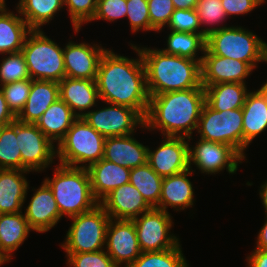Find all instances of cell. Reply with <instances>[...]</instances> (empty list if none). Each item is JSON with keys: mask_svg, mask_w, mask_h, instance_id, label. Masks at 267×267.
<instances>
[{"mask_svg": "<svg viewBox=\"0 0 267 267\" xmlns=\"http://www.w3.org/2000/svg\"><path fill=\"white\" fill-rule=\"evenodd\" d=\"M139 58L129 59L112 50L103 54L96 77L99 99L107 104L129 106L144 118L149 106L146 72L139 47L131 44Z\"/></svg>", "mask_w": 267, "mask_h": 267, "instance_id": "cell-1", "label": "cell"}, {"mask_svg": "<svg viewBox=\"0 0 267 267\" xmlns=\"http://www.w3.org/2000/svg\"><path fill=\"white\" fill-rule=\"evenodd\" d=\"M205 104V88H191L150 96L144 127L163 136L191 139Z\"/></svg>", "mask_w": 267, "mask_h": 267, "instance_id": "cell-2", "label": "cell"}, {"mask_svg": "<svg viewBox=\"0 0 267 267\" xmlns=\"http://www.w3.org/2000/svg\"><path fill=\"white\" fill-rule=\"evenodd\" d=\"M149 96L202 86V60L164 53L161 49L140 48Z\"/></svg>", "mask_w": 267, "mask_h": 267, "instance_id": "cell-3", "label": "cell"}, {"mask_svg": "<svg viewBox=\"0 0 267 267\" xmlns=\"http://www.w3.org/2000/svg\"><path fill=\"white\" fill-rule=\"evenodd\" d=\"M53 179L44 182L50 187L61 216L69 218L94 209L99 202L91 189L88 169L59 164Z\"/></svg>", "mask_w": 267, "mask_h": 267, "instance_id": "cell-4", "label": "cell"}, {"mask_svg": "<svg viewBox=\"0 0 267 267\" xmlns=\"http://www.w3.org/2000/svg\"><path fill=\"white\" fill-rule=\"evenodd\" d=\"M206 48L214 55L248 63L255 69L258 62H267V43L242 27L202 28Z\"/></svg>", "mask_w": 267, "mask_h": 267, "instance_id": "cell-5", "label": "cell"}, {"mask_svg": "<svg viewBox=\"0 0 267 267\" xmlns=\"http://www.w3.org/2000/svg\"><path fill=\"white\" fill-rule=\"evenodd\" d=\"M104 142V136L91 127L83 117H78L57 145L56 156L60 160L59 164L87 168L103 158ZM81 163L82 166L77 165ZM84 163L88 164L83 165Z\"/></svg>", "mask_w": 267, "mask_h": 267, "instance_id": "cell-6", "label": "cell"}, {"mask_svg": "<svg viewBox=\"0 0 267 267\" xmlns=\"http://www.w3.org/2000/svg\"><path fill=\"white\" fill-rule=\"evenodd\" d=\"M44 34L41 30H31L21 52L32 80L60 82L65 77L63 48Z\"/></svg>", "mask_w": 267, "mask_h": 267, "instance_id": "cell-7", "label": "cell"}, {"mask_svg": "<svg viewBox=\"0 0 267 267\" xmlns=\"http://www.w3.org/2000/svg\"><path fill=\"white\" fill-rule=\"evenodd\" d=\"M110 219L100 204L89 212L71 217L73 222L61 247L67 254L103 250Z\"/></svg>", "mask_w": 267, "mask_h": 267, "instance_id": "cell-8", "label": "cell"}, {"mask_svg": "<svg viewBox=\"0 0 267 267\" xmlns=\"http://www.w3.org/2000/svg\"><path fill=\"white\" fill-rule=\"evenodd\" d=\"M243 111H216L206 102L198 120L200 139L223 143L233 147L243 157Z\"/></svg>", "mask_w": 267, "mask_h": 267, "instance_id": "cell-9", "label": "cell"}, {"mask_svg": "<svg viewBox=\"0 0 267 267\" xmlns=\"http://www.w3.org/2000/svg\"><path fill=\"white\" fill-rule=\"evenodd\" d=\"M140 216L132 220L141 252L163 251L179 244L178 238L169 232L173 224L169 212L152 208Z\"/></svg>", "mask_w": 267, "mask_h": 267, "instance_id": "cell-10", "label": "cell"}, {"mask_svg": "<svg viewBox=\"0 0 267 267\" xmlns=\"http://www.w3.org/2000/svg\"><path fill=\"white\" fill-rule=\"evenodd\" d=\"M16 137L21 150L22 170L39 172L52 164L56 147L36 124L16 119Z\"/></svg>", "mask_w": 267, "mask_h": 267, "instance_id": "cell-11", "label": "cell"}, {"mask_svg": "<svg viewBox=\"0 0 267 267\" xmlns=\"http://www.w3.org/2000/svg\"><path fill=\"white\" fill-rule=\"evenodd\" d=\"M109 105L96 111H87L83 116L105 138L133 134L137 125L144 128L145 118L137 110L125 105Z\"/></svg>", "mask_w": 267, "mask_h": 267, "instance_id": "cell-12", "label": "cell"}, {"mask_svg": "<svg viewBox=\"0 0 267 267\" xmlns=\"http://www.w3.org/2000/svg\"><path fill=\"white\" fill-rule=\"evenodd\" d=\"M243 159L233 147L223 143L199 139L195 147H189V166L194 163L201 173L215 174L226 167L233 174Z\"/></svg>", "mask_w": 267, "mask_h": 267, "instance_id": "cell-13", "label": "cell"}, {"mask_svg": "<svg viewBox=\"0 0 267 267\" xmlns=\"http://www.w3.org/2000/svg\"><path fill=\"white\" fill-rule=\"evenodd\" d=\"M105 248L118 267L122 263H125L124 267H129L142 253L133 220L110 219Z\"/></svg>", "mask_w": 267, "mask_h": 267, "instance_id": "cell-14", "label": "cell"}, {"mask_svg": "<svg viewBox=\"0 0 267 267\" xmlns=\"http://www.w3.org/2000/svg\"><path fill=\"white\" fill-rule=\"evenodd\" d=\"M187 139V141H185ZM189 139L164 136L156 150L148 149L147 163L161 177L181 173L189 166Z\"/></svg>", "mask_w": 267, "mask_h": 267, "instance_id": "cell-15", "label": "cell"}, {"mask_svg": "<svg viewBox=\"0 0 267 267\" xmlns=\"http://www.w3.org/2000/svg\"><path fill=\"white\" fill-rule=\"evenodd\" d=\"M203 54L201 62L202 86L219 83H242L252 73L253 68L246 62L221 57L212 54L207 48Z\"/></svg>", "mask_w": 267, "mask_h": 267, "instance_id": "cell-16", "label": "cell"}, {"mask_svg": "<svg viewBox=\"0 0 267 267\" xmlns=\"http://www.w3.org/2000/svg\"><path fill=\"white\" fill-rule=\"evenodd\" d=\"M106 50L97 44L69 42L63 48L65 77L96 80L99 63Z\"/></svg>", "mask_w": 267, "mask_h": 267, "instance_id": "cell-17", "label": "cell"}, {"mask_svg": "<svg viewBox=\"0 0 267 267\" xmlns=\"http://www.w3.org/2000/svg\"><path fill=\"white\" fill-rule=\"evenodd\" d=\"M99 204L111 219L132 220L152 209L138 189L129 182L111 191Z\"/></svg>", "mask_w": 267, "mask_h": 267, "instance_id": "cell-18", "label": "cell"}, {"mask_svg": "<svg viewBox=\"0 0 267 267\" xmlns=\"http://www.w3.org/2000/svg\"><path fill=\"white\" fill-rule=\"evenodd\" d=\"M24 213L32 231L47 232L62 218L50 187L43 181Z\"/></svg>", "mask_w": 267, "mask_h": 267, "instance_id": "cell-19", "label": "cell"}, {"mask_svg": "<svg viewBox=\"0 0 267 267\" xmlns=\"http://www.w3.org/2000/svg\"><path fill=\"white\" fill-rule=\"evenodd\" d=\"M132 136L106 137L103 159L129 169L146 164L149 148Z\"/></svg>", "mask_w": 267, "mask_h": 267, "instance_id": "cell-20", "label": "cell"}, {"mask_svg": "<svg viewBox=\"0 0 267 267\" xmlns=\"http://www.w3.org/2000/svg\"><path fill=\"white\" fill-rule=\"evenodd\" d=\"M243 111V158L244 150L252 140L267 128V88L262 84L260 89L247 93Z\"/></svg>", "mask_w": 267, "mask_h": 267, "instance_id": "cell-21", "label": "cell"}, {"mask_svg": "<svg viewBox=\"0 0 267 267\" xmlns=\"http://www.w3.org/2000/svg\"><path fill=\"white\" fill-rule=\"evenodd\" d=\"M59 97L77 117L81 118L86 115V109L96 106V102H98L99 95L96 81L64 77L59 82Z\"/></svg>", "mask_w": 267, "mask_h": 267, "instance_id": "cell-22", "label": "cell"}, {"mask_svg": "<svg viewBox=\"0 0 267 267\" xmlns=\"http://www.w3.org/2000/svg\"><path fill=\"white\" fill-rule=\"evenodd\" d=\"M91 189L95 199L100 202L114 189L129 182L131 169L101 159L87 167Z\"/></svg>", "mask_w": 267, "mask_h": 267, "instance_id": "cell-23", "label": "cell"}, {"mask_svg": "<svg viewBox=\"0 0 267 267\" xmlns=\"http://www.w3.org/2000/svg\"><path fill=\"white\" fill-rule=\"evenodd\" d=\"M191 168L167 177H163L161 194L157 209L167 211L168 206L175 210H184L192 207L194 202V189L188 175H192Z\"/></svg>", "mask_w": 267, "mask_h": 267, "instance_id": "cell-24", "label": "cell"}, {"mask_svg": "<svg viewBox=\"0 0 267 267\" xmlns=\"http://www.w3.org/2000/svg\"><path fill=\"white\" fill-rule=\"evenodd\" d=\"M19 169H0V214L22 212L29 183ZM23 174V175H22Z\"/></svg>", "mask_w": 267, "mask_h": 267, "instance_id": "cell-25", "label": "cell"}, {"mask_svg": "<svg viewBox=\"0 0 267 267\" xmlns=\"http://www.w3.org/2000/svg\"><path fill=\"white\" fill-rule=\"evenodd\" d=\"M59 97V82L32 80V87L23 110L16 119L22 123L36 122Z\"/></svg>", "mask_w": 267, "mask_h": 267, "instance_id": "cell-26", "label": "cell"}, {"mask_svg": "<svg viewBox=\"0 0 267 267\" xmlns=\"http://www.w3.org/2000/svg\"><path fill=\"white\" fill-rule=\"evenodd\" d=\"M77 118L70 107L58 98L43 113L36 125L47 138L58 144Z\"/></svg>", "mask_w": 267, "mask_h": 267, "instance_id": "cell-27", "label": "cell"}, {"mask_svg": "<svg viewBox=\"0 0 267 267\" xmlns=\"http://www.w3.org/2000/svg\"><path fill=\"white\" fill-rule=\"evenodd\" d=\"M31 230L22 212L0 214V253L8 262Z\"/></svg>", "mask_w": 267, "mask_h": 267, "instance_id": "cell-28", "label": "cell"}, {"mask_svg": "<svg viewBox=\"0 0 267 267\" xmlns=\"http://www.w3.org/2000/svg\"><path fill=\"white\" fill-rule=\"evenodd\" d=\"M249 90L242 83H219L205 88V102L216 111L242 108Z\"/></svg>", "mask_w": 267, "mask_h": 267, "instance_id": "cell-29", "label": "cell"}, {"mask_svg": "<svg viewBox=\"0 0 267 267\" xmlns=\"http://www.w3.org/2000/svg\"><path fill=\"white\" fill-rule=\"evenodd\" d=\"M7 11L6 8L0 12V54L3 55L20 52L31 31L22 17Z\"/></svg>", "mask_w": 267, "mask_h": 267, "instance_id": "cell-30", "label": "cell"}, {"mask_svg": "<svg viewBox=\"0 0 267 267\" xmlns=\"http://www.w3.org/2000/svg\"><path fill=\"white\" fill-rule=\"evenodd\" d=\"M64 6V0H19L17 11L31 30H40Z\"/></svg>", "mask_w": 267, "mask_h": 267, "instance_id": "cell-31", "label": "cell"}, {"mask_svg": "<svg viewBox=\"0 0 267 267\" xmlns=\"http://www.w3.org/2000/svg\"><path fill=\"white\" fill-rule=\"evenodd\" d=\"M162 180L163 177L159 176L148 163L130 171L129 183L138 189L152 208H156L159 204Z\"/></svg>", "mask_w": 267, "mask_h": 267, "instance_id": "cell-32", "label": "cell"}, {"mask_svg": "<svg viewBox=\"0 0 267 267\" xmlns=\"http://www.w3.org/2000/svg\"><path fill=\"white\" fill-rule=\"evenodd\" d=\"M206 49V36L204 34L185 33L171 31L167 38V48L162 49L164 53L190 58L193 60H202L203 55L196 57L200 50L204 53Z\"/></svg>", "mask_w": 267, "mask_h": 267, "instance_id": "cell-33", "label": "cell"}, {"mask_svg": "<svg viewBox=\"0 0 267 267\" xmlns=\"http://www.w3.org/2000/svg\"><path fill=\"white\" fill-rule=\"evenodd\" d=\"M21 150L16 137V120L0 129V169L22 170Z\"/></svg>", "mask_w": 267, "mask_h": 267, "instance_id": "cell-34", "label": "cell"}, {"mask_svg": "<svg viewBox=\"0 0 267 267\" xmlns=\"http://www.w3.org/2000/svg\"><path fill=\"white\" fill-rule=\"evenodd\" d=\"M181 245L163 251L142 252L129 267H189Z\"/></svg>", "mask_w": 267, "mask_h": 267, "instance_id": "cell-35", "label": "cell"}, {"mask_svg": "<svg viewBox=\"0 0 267 267\" xmlns=\"http://www.w3.org/2000/svg\"><path fill=\"white\" fill-rule=\"evenodd\" d=\"M0 64V85L31 79L24 54L20 51L9 53Z\"/></svg>", "mask_w": 267, "mask_h": 267, "instance_id": "cell-36", "label": "cell"}, {"mask_svg": "<svg viewBox=\"0 0 267 267\" xmlns=\"http://www.w3.org/2000/svg\"><path fill=\"white\" fill-rule=\"evenodd\" d=\"M0 86L8 104V107L17 117L19 113L23 110L25 103L28 99L32 87V79L16 81Z\"/></svg>", "mask_w": 267, "mask_h": 267, "instance_id": "cell-37", "label": "cell"}, {"mask_svg": "<svg viewBox=\"0 0 267 267\" xmlns=\"http://www.w3.org/2000/svg\"><path fill=\"white\" fill-rule=\"evenodd\" d=\"M98 0H64L68 7L75 32L81 29L83 23H88L95 15Z\"/></svg>", "mask_w": 267, "mask_h": 267, "instance_id": "cell-38", "label": "cell"}, {"mask_svg": "<svg viewBox=\"0 0 267 267\" xmlns=\"http://www.w3.org/2000/svg\"><path fill=\"white\" fill-rule=\"evenodd\" d=\"M69 267H118L103 249L95 252L67 254Z\"/></svg>", "mask_w": 267, "mask_h": 267, "instance_id": "cell-39", "label": "cell"}, {"mask_svg": "<svg viewBox=\"0 0 267 267\" xmlns=\"http://www.w3.org/2000/svg\"><path fill=\"white\" fill-rule=\"evenodd\" d=\"M167 27L171 31L203 34L198 31L201 24L195 9H175Z\"/></svg>", "mask_w": 267, "mask_h": 267, "instance_id": "cell-40", "label": "cell"}, {"mask_svg": "<svg viewBox=\"0 0 267 267\" xmlns=\"http://www.w3.org/2000/svg\"><path fill=\"white\" fill-rule=\"evenodd\" d=\"M131 30L136 32L155 31L150 25L149 7L147 0H127V15Z\"/></svg>", "mask_w": 267, "mask_h": 267, "instance_id": "cell-41", "label": "cell"}, {"mask_svg": "<svg viewBox=\"0 0 267 267\" xmlns=\"http://www.w3.org/2000/svg\"><path fill=\"white\" fill-rule=\"evenodd\" d=\"M195 11L200 24L217 25L226 19L221 0H198Z\"/></svg>", "mask_w": 267, "mask_h": 267, "instance_id": "cell-42", "label": "cell"}, {"mask_svg": "<svg viewBox=\"0 0 267 267\" xmlns=\"http://www.w3.org/2000/svg\"><path fill=\"white\" fill-rule=\"evenodd\" d=\"M149 7L150 25L155 31L169 24L175 10L172 0H147Z\"/></svg>", "mask_w": 267, "mask_h": 267, "instance_id": "cell-43", "label": "cell"}, {"mask_svg": "<svg viewBox=\"0 0 267 267\" xmlns=\"http://www.w3.org/2000/svg\"><path fill=\"white\" fill-rule=\"evenodd\" d=\"M127 15V0H98L94 20L114 21Z\"/></svg>", "mask_w": 267, "mask_h": 267, "instance_id": "cell-44", "label": "cell"}, {"mask_svg": "<svg viewBox=\"0 0 267 267\" xmlns=\"http://www.w3.org/2000/svg\"><path fill=\"white\" fill-rule=\"evenodd\" d=\"M265 0H221L226 16L247 14Z\"/></svg>", "mask_w": 267, "mask_h": 267, "instance_id": "cell-45", "label": "cell"}, {"mask_svg": "<svg viewBox=\"0 0 267 267\" xmlns=\"http://www.w3.org/2000/svg\"><path fill=\"white\" fill-rule=\"evenodd\" d=\"M15 120L16 116L8 107L3 91L0 88V126L10 125Z\"/></svg>", "mask_w": 267, "mask_h": 267, "instance_id": "cell-46", "label": "cell"}, {"mask_svg": "<svg viewBox=\"0 0 267 267\" xmlns=\"http://www.w3.org/2000/svg\"><path fill=\"white\" fill-rule=\"evenodd\" d=\"M247 262L248 267H267V250L254 249Z\"/></svg>", "mask_w": 267, "mask_h": 267, "instance_id": "cell-47", "label": "cell"}, {"mask_svg": "<svg viewBox=\"0 0 267 267\" xmlns=\"http://www.w3.org/2000/svg\"><path fill=\"white\" fill-rule=\"evenodd\" d=\"M256 243H257L256 249L267 250V214H266V222L260 229Z\"/></svg>", "mask_w": 267, "mask_h": 267, "instance_id": "cell-48", "label": "cell"}, {"mask_svg": "<svg viewBox=\"0 0 267 267\" xmlns=\"http://www.w3.org/2000/svg\"><path fill=\"white\" fill-rule=\"evenodd\" d=\"M175 9H195L198 0H172Z\"/></svg>", "mask_w": 267, "mask_h": 267, "instance_id": "cell-49", "label": "cell"}, {"mask_svg": "<svg viewBox=\"0 0 267 267\" xmlns=\"http://www.w3.org/2000/svg\"><path fill=\"white\" fill-rule=\"evenodd\" d=\"M260 189L261 190H260L259 194H260V197L262 198L261 199L262 200V204H263V206L265 208V212L267 214V181L265 182V184H263L261 186Z\"/></svg>", "mask_w": 267, "mask_h": 267, "instance_id": "cell-50", "label": "cell"}, {"mask_svg": "<svg viewBox=\"0 0 267 267\" xmlns=\"http://www.w3.org/2000/svg\"><path fill=\"white\" fill-rule=\"evenodd\" d=\"M6 9L5 0H0V12Z\"/></svg>", "mask_w": 267, "mask_h": 267, "instance_id": "cell-51", "label": "cell"}, {"mask_svg": "<svg viewBox=\"0 0 267 267\" xmlns=\"http://www.w3.org/2000/svg\"><path fill=\"white\" fill-rule=\"evenodd\" d=\"M5 262H8L5 257L0 253V266L4 264Z\"/></svg>", "mask_w": 267, "mask_h": 267, "instance_id": "cell-52", "label": "cell"}, {"mask_svg": "<svg viewBox=\"0 0 267 267\" xmlns=\"http://www.w3.org/2000/svg\"><path fill=\"white\" fill-rule=\"evenodd\" d=\"M263 85L267 88V81L265 83H263Z\"/></svg>", "mask_w": 267, "mask_h": 267, "instance_id": "cell-53", "label": "cell"}]
</instances>
